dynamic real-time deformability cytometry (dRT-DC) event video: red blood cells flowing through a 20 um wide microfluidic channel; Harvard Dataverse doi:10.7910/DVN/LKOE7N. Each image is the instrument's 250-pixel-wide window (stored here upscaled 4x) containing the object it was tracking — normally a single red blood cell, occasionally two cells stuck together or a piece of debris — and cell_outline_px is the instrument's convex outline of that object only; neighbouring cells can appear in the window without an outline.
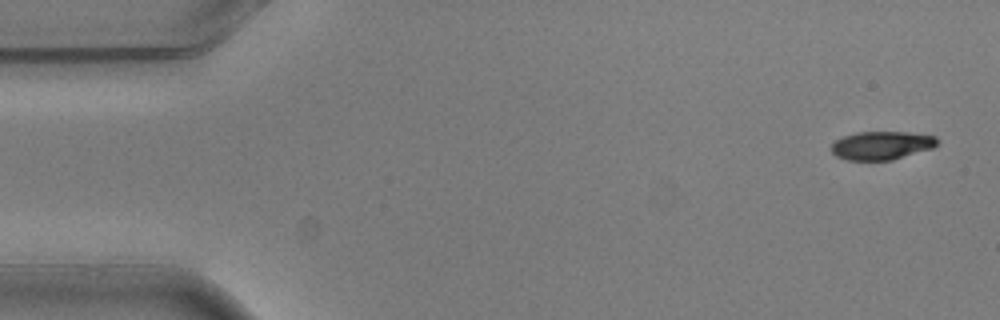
{"species": "common noctule bat (a hibernating species)", "species_latin": "Nyctalus noctula", "temperature_condition": "warm", "stored_images_in_passage": 6, "camera_frame_rate_fps": 3000, "um_per_image_px": 0.085, "animal": {"sex": "male", "body_mass_g": 20.5, "forearm_length_mm": 52.5}, "frame": {"image": 1, "passage_image": 1, "time_ms": 0.0, "image_size_px": [1000, 320], "cell_outline_px": [[940, 140], [932, 148], [892, 160], [848, 160], [836, 156], [832, 152], [832, 144], [836, 140], [844, 136], [856, 132], [908, 132], [936, 136]], "centroid_in_image_um": [74.95, 12.36], "position_along_channel_um": 10.0, "area_um2": 17.46}}